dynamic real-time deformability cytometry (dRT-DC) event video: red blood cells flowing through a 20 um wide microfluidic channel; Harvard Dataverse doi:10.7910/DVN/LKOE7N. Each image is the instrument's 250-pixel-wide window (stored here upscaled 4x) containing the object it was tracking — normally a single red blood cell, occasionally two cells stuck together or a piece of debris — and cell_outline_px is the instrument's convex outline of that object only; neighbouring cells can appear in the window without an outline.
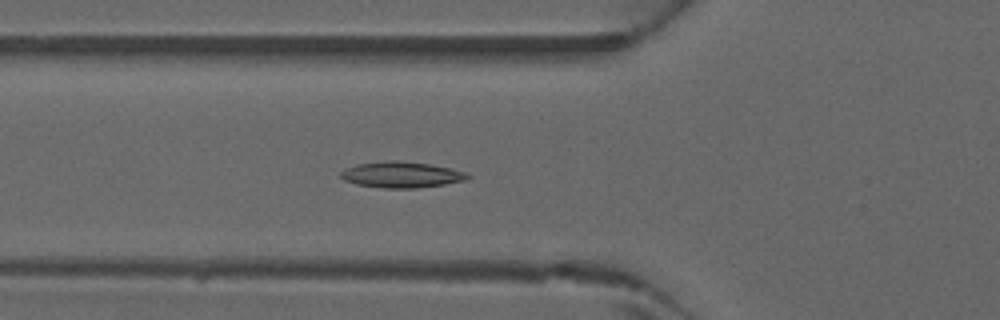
{"species": "common noctule bat (a hibernating species)", "species_latin": "Nyctalus noctula", "temperature_condition": "warm", "stored_images_in_passage": 31, "camera_frame_rate_fps": 3000, "um_per_image_px": 0.085, "animal": {"sex": "male", "forearm_length_mm": 52.5}, "frame": {"image": 1, "passage_image": 2, "time_ms": 0.333, "image_size_px": [1000, 320], "cell_outline_px": [[472, 176], [464, 180], [444, 184], [416, 188], [384, 188], [356, 184], [344, 180], [340, 176], [340, 172], [356, 164], [388, 160], [400, 160], [428, 164], [448, 168], [464, 172]], "centroid_in_image_um": [34.08, 14.84], "position_along_channel_um": 91.7, "area_um2": 19.02}}
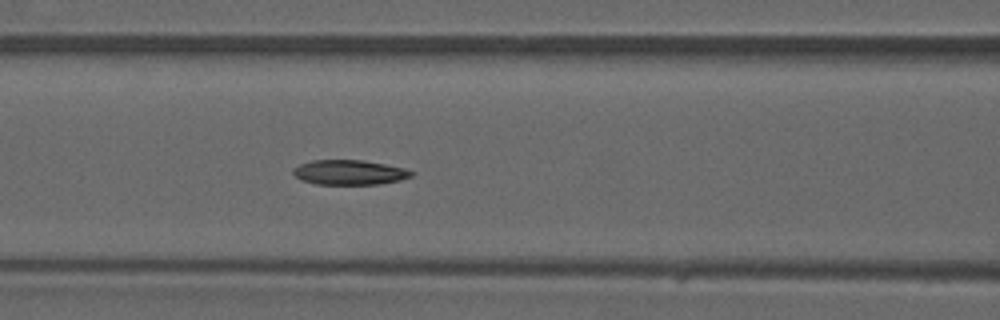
{"frame": {"image": 2, "passage_image": 5, "time_ms": 1.333, "image_size_px": [1000, 320], "cell_outline_px": [[416, 172], [412, 176], [400, 180], [380, 184], [316, 184], [300, 180], [292, 172], [300, 164], [312, 160], [364, 160], [404, 168]], "centroid_in_image_um": [29.72, 14.65], "position_along_channel_um": 136.9, "area_um2": 17.05}}
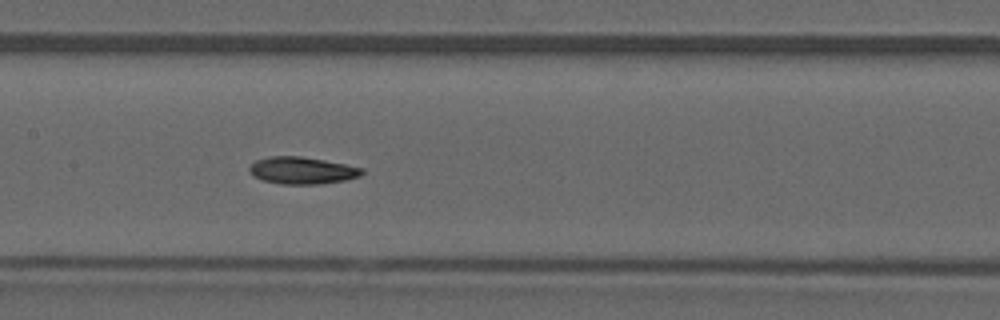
{"frame": {"image": 3, "passage_image": 8, "time_ms": 2.333, "image_size_px": [1000, 320], "cell_outline_px": [[364, 172], [360, 176], [344, 180], [320, 184], [280, 184], [264, 180], [252, 176], [248, 168], [256, 160], [268, 156], [300, 156], [324, 160], [364, 168]], "centroid_in_image_um": [25.67, 14.49], "position_along_channel_um": 181.7, "area_um2": 17.74}}